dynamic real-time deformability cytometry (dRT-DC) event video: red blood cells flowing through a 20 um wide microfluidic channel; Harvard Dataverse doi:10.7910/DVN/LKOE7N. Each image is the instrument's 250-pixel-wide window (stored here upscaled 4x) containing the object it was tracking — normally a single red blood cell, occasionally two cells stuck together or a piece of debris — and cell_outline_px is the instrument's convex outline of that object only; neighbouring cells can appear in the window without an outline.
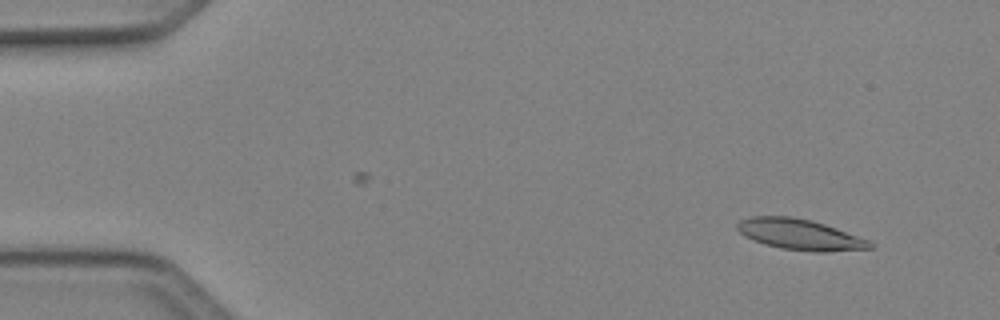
{"species": "Egyptian fruit bat (a non-hibernating species)", "species_latin": "Rousettus aegyptiacus", "temperature_condition": "cold", "stored_images_in_passage": 49, "camera_frame_rate_fps": 3000, "um_per_image_px": 0.085, "animal": {"sex": "female"}, "frame": {"image": 1, "passage_image": 4, "time_ms": 1.0, "image_size_px": [1000, 320], "cell_outline_px": [[872, 248], [824, 252], [816, 252], [780, 248], [764, 244], [752, 240], [744, 236], [736, 228], [736, 224], [740, 220], [752, 216], [788, 216], [812, 220], [836, 228], [868, 240], [872, 244]], "centroid_in_image_um": [67.94, 19.93], "position_along_channel_um": 17.1, "area_um2": 23.64}}
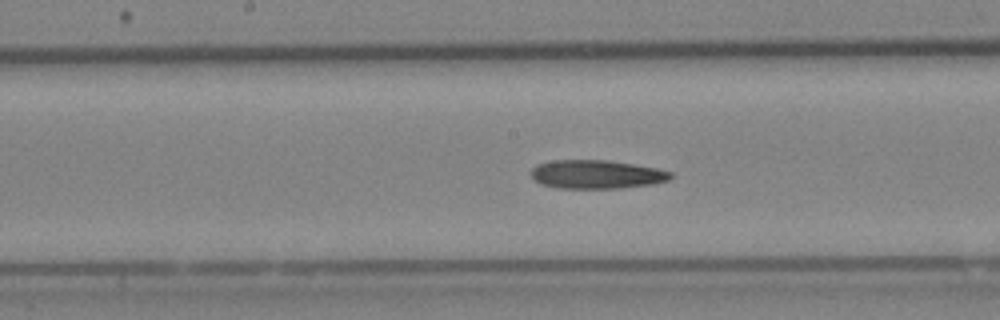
{"frame": {"image": 2, "passage_image": 25, "time_ms": 8.0, "image_size_px": [1000, 320], "cell_outline_px": [[672, 176], [668, 180], [652, 184], [620, 188], [556, 188], [540, 184], [532, 176], [532, 168], [536, 164], [556, 160], [604, 160], [632, 164], [656, 168], [672, 172]], "centroid_in_image_um": [50.69, 14.82], "position_along_channel_um": 197.5, "area_um2": 23.12}}
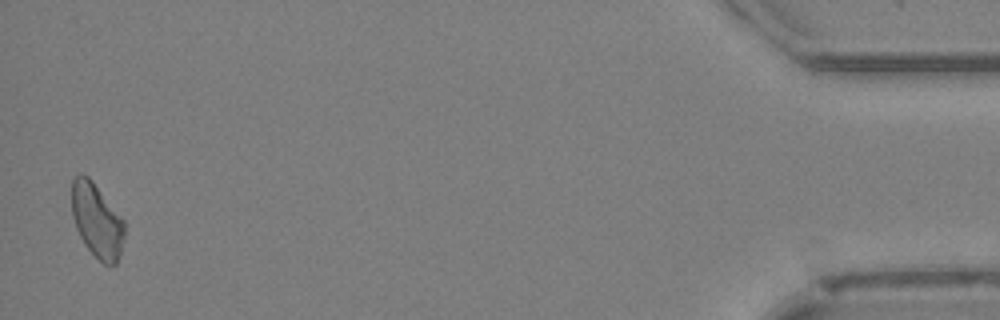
{"frame": {"image": 3, "passage_image": 48, "time_ms": 15.667, "image_size_px": [1000, 320], "cell_outline_px": [[124, 240], [116, 264], [104, 264], [84, 244], [76, 228], [72, 216], [72, 180], [80, 172], [84, 172], [92, 180], [124, 220]], "centroid_in_image_um": [8.22, 18.71], "position_along_channel_um": 427.0, "area_um2": 22.66}}